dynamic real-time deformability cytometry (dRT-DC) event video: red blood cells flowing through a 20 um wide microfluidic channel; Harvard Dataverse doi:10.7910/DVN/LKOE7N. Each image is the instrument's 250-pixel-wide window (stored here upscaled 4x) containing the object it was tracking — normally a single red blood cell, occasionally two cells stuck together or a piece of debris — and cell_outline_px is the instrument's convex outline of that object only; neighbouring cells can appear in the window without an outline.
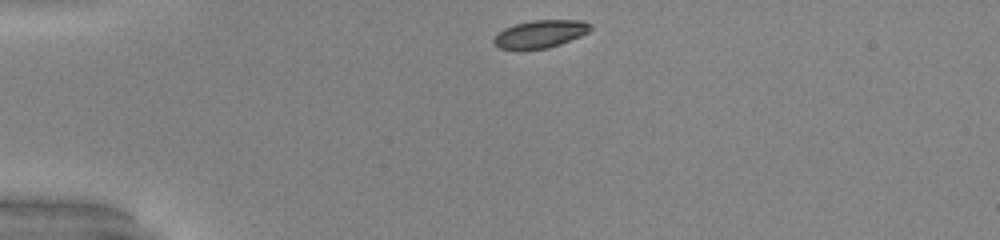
{"species": "common noctule bat (a hibernating species)", "species_latin": "Nyctalus noctula", "temperature_condition": "warm", "stored_images_in_passage": 32, "camera_frame_rate_fps": 3000, "um_per_image_px": 0.085, "animal": {"sex": "male", "body_mass_g": 20.0, "forearm_length_mm": 53.3}, "frame": {"image": 1, "passage_image": 1, "time_ms": 0.0, "image_size_px": [1000, 240], "cell_outline_px": [[592, 28], [588, 32], [580, 36], [560, 44], [548, 48], [500, 48], [492, 44], [492, 40], [496, 32], [504, 28], [516, 24], [532, 20], [584, 20], [592, 24]], "centroid_in_image_um": [45.92, 2.86], "position_along_channel_um": 39.1, "area_um2": 15.55}}
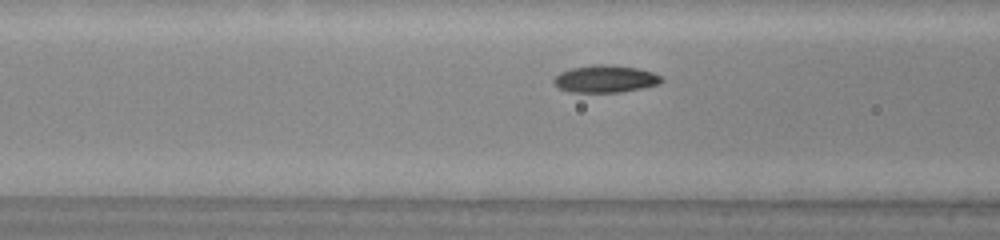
{"frame": {"image": 2, "passage_image": 10, "time_ms": 3.0, "image_size_px": [1000, 240], "cell_outline_px": [[664, 80], [660, 84], [620, 92], [572, 92], [560, 88], [552, 80], [560, 72], [572, 68], [592, 64], [604, 64], [636, 68], [652, 72], [660, 76]], "centroid_in_image_um": [51.46, 6.7], "position_along_channel_um": 115.1, "area_um2": 16.94}, "authors_computed_cell_mechanics": {"area_um2": 16.6464, "velocity_mm_per_s": 3.998, "shape_relaxation_time_tau1_ms": 2.3161, "shape_relaxation_time_tau2_ms": null, "deformation_change_tau1": 0.1175, "deformation_change_tau2": null}}